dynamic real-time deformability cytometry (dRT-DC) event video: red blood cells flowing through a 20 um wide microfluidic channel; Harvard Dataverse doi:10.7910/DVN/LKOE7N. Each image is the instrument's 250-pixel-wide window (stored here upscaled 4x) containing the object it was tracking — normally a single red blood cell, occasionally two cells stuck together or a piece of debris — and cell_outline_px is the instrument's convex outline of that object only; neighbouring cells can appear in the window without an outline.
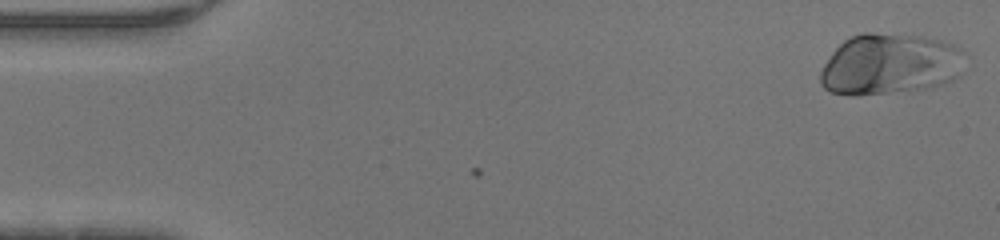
{"species": "human", "species_latin": "Homo sapiens", "temperature_condition": "warm", "stored_images_in_passage": 46, "camera_frame_rate_fps": 3000, "um_per_image_px": 0.085, "donor": {"sex": "male"}, "frame": {"image": 1, "passage_image": 1, "time_ms": 0.0, "image_size_px": [1000, 240], "cell_outline_px": [[964, 52], [960, 76], [944, 84], [932, 88], [856, 96], [852, 96], [828, 92], [820, 84], [820, 72], [824, 64], [832, 52], [844, 40], [852, 36], [864, 32], [872, 32], [920, 36], [940, 40], [952, 44], [960, 48]], "centroid_in_image_um": [75.63, 5.47], "position_along_channel_um": 9.4, "area_um2": 51.9}}
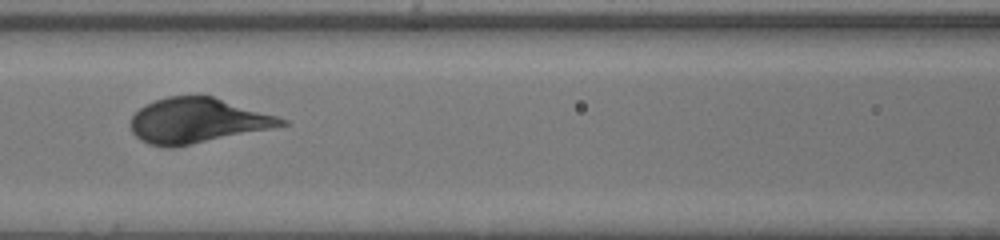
{"frame": {"image": 2, "passage_image": 20, "time_ms": 6.333, "image_size_px": [1000, 240], "cell_outline_px": [[288, 124], [272, 128], [172, 148], [148, 144], [140, 140], [132, 132], [128, 124], [132, 116], [144, 104], [168, 96], [212, 96], [276, 116], [288, 120]], "centroid_in_image_um": [16.71, 10.26], "position_along_channel_um": 149.9, "area_um2": 39.25}}
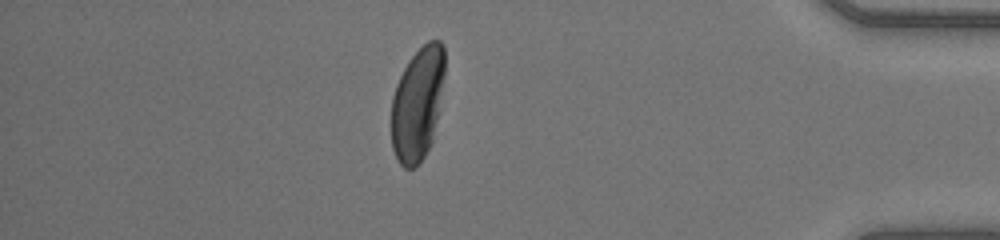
{"frame": {"image": 3, "passage_image": 40, "time_ms": 13.0, "image_size_px": [1000, 240], "cell_outline_px": [[444, 72], [436, 120], [432, 140], [424, 156], [416, 168], [404, 168], [400, 164], [392, 148], [392, 96], [396, 84], [408, 60], [428, 40], [440, 40], [444, 44]], "centroid_in_image_um": [35.47, 8.81], "position_along_channel_um": 399.7, "area_um2": 34.85}}